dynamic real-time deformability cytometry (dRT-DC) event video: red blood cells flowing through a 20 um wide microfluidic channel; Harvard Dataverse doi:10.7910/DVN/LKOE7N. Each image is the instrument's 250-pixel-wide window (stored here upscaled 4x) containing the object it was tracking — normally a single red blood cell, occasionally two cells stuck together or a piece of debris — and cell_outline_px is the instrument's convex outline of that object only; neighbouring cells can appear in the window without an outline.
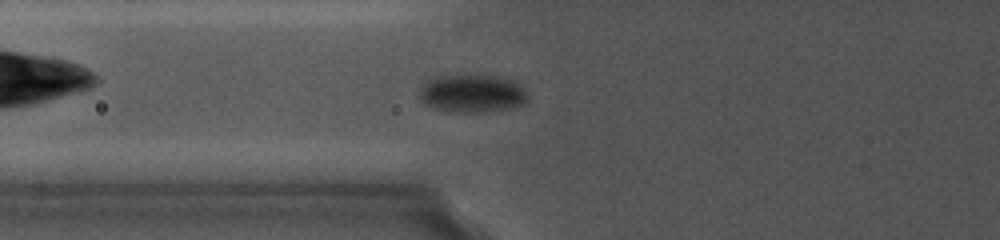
{"species": "common noctule bat (a hibernating species)", "species_latin": "Nyctalus noctula", "temperature_condition": "cold", "stored_images_in_passage": 49, "camera_frame_rate_fps": 5000, "um_per_image_px": 0.085, "animal": {"sex": "female", "body_mass_g": 19.0, "forearm_length_mm": 56.7}, "frame": {"image": 1, "passage_image": 11, "time_ms": 3.0, "image_size_px": [1000, 240], "cell_outline_px": [[528, 100], [524, 104], [508, 108], [480, 112], [456, 112], [436, 108], [424, 104], [420, 100], [420, 84], [424, 80], [432, 76], [496, 76], [516, 80], [524, 88], [528, 96]], "centroid_in_image_um": [40.12, 7.93], "position_along_channel_um": 85.7, "area_um2": 24.1}}
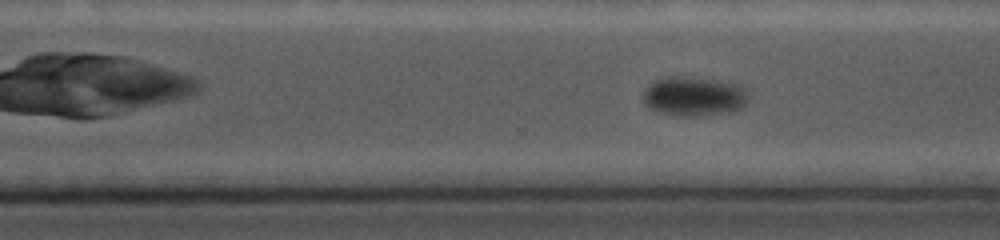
{"frame": {"image": 2, "passage_image": 36, "time_ms": 9.4, "image_size_px": [1000, 240], "cell_outline_px": [[748, 100], [740, 108], [732, 112], [696, 116], [676, 116], [656, 112], [648, 108], [644, 104], [644, 92], [656, 80], [716, 80], [736, 84], [744, 88], [748, 92]], "centroid_in_image_um": [59.03, 8.28], "position_along_channel_um": 311.6, "area_um2": 23.12}}
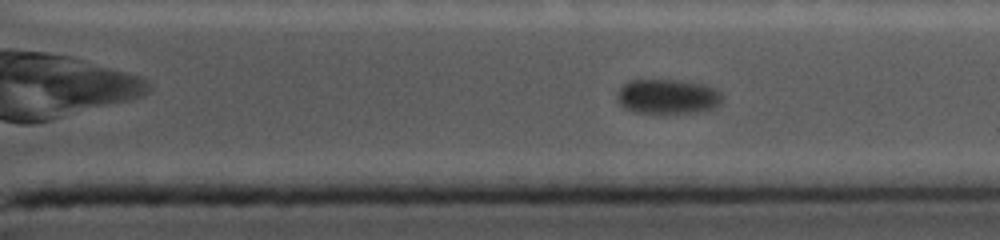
{"frame": {"image": 3, "passage_image": 42, "time_ms": 10.6, "image_size_px": [1000, 240], "cell_outline_px": [[724, 96], [720, 104], [712, 108], [692, 112], [632, 112], [624, 108], [616, 100], [616, 92], [628, 80], [680, 80], [704, 84], [716, 88]], "centroid_in_image_um": [56.73, 8.18], "position_along_channel_um": 354.7, "area_um2": 21.33}}